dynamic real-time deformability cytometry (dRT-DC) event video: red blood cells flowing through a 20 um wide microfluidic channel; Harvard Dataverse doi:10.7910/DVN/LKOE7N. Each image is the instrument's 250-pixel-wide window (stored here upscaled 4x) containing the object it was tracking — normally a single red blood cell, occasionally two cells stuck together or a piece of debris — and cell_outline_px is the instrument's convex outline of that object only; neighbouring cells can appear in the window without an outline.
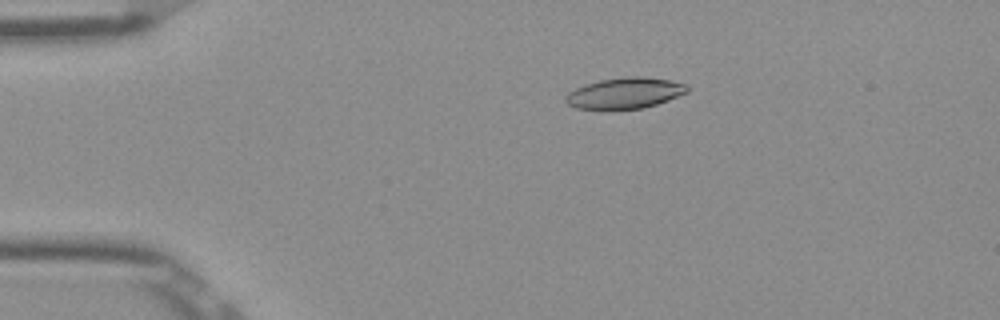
{"species": "Egyptian fruit bat (a non-hibernating species)", "species_latin": "Rousettus aegyptiacus", "temperature_condition": "room temperature", "stored_images_in_passage": 53, "camera_frame_rate_fps": 3000, "um_per_image_px": 0.085, "frame": {"image": 1, "passage_image": 11, "time_ms": 3.333, "image_size_px": [1000, 320], "cell_outline_px": [[688, 92], [668, 100], [644, 108], [612, 112], [604, 112], [576, 108], [568, 104], [564, 100], [564, 96], [568, 92], [584, 84], [600, 80], [628, 76], [640, 76], [668, 80], [688, 84]], "centroid_in_image_um": [53.05, 7.96], "position_along_channel_um": 32.0, "area_um2": 22.77}}
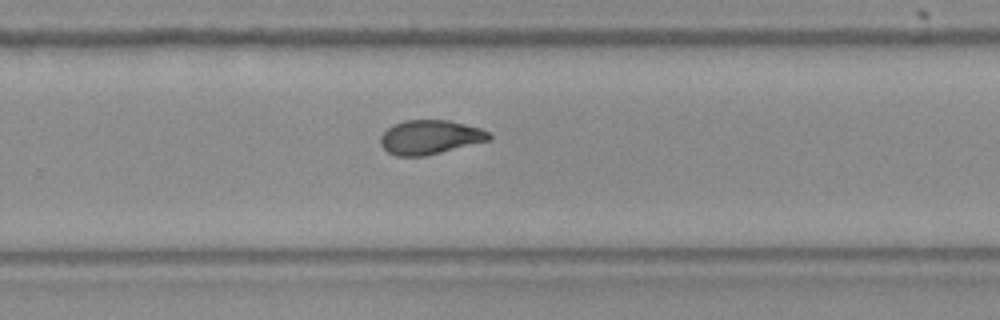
{"frame": {"image": 2, "passage_image": 35, "time_ms": 11.333, "image_size_px": [1000, 320], "cell_outline_px": [[492, 140], [424, 156], [396, 156], [388, 152], [380, 144], [380, 136], [388, 128], [404, 120], [448, 120], [480, 128], [492, 132]], "centroid_in_image_um": [36.59, 11.66], "position_along_channel_um": 293.2, "area_um2": 21.68}}
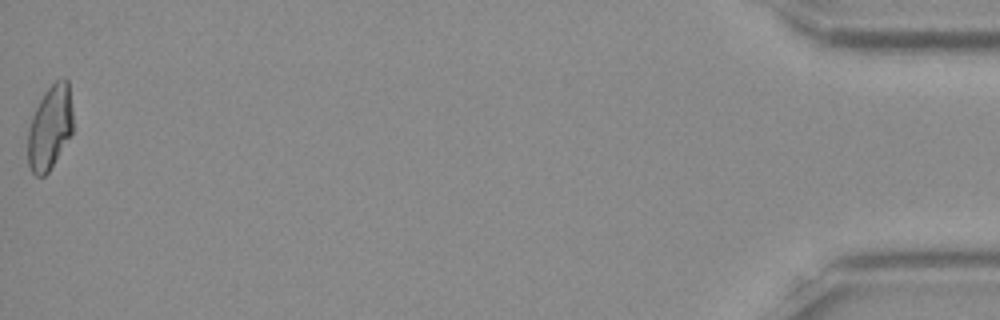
{"frame": {"image": 3, "passage_image": 53, "time_ms": 17.333, "image_size_px": [1000, 320], "cell_outline_px": [[72, 132], [48, 172], [44, 176], [36, 176], [32, 172], [28, 164], [28, 128], [32, 116], [44, 92], [56, 80], [68, 80], [72, 108]], "centroid_in_image_um": [4.23, 10.84], "position_along_channel_um": 431.0, "area_um2": 21.79}, "authors_computed_cell_mechanics": {"area_um2": 21.9062, "velocity_mm_per_s": 3.8972, "shape_relaxation_time_tau1_ms": 7.5147, "shape_relaxation_time_tau2_ms": 2.9363, "deformation_change_tau1": 0.2022, "deformation_change_tau2": 0.0835}}